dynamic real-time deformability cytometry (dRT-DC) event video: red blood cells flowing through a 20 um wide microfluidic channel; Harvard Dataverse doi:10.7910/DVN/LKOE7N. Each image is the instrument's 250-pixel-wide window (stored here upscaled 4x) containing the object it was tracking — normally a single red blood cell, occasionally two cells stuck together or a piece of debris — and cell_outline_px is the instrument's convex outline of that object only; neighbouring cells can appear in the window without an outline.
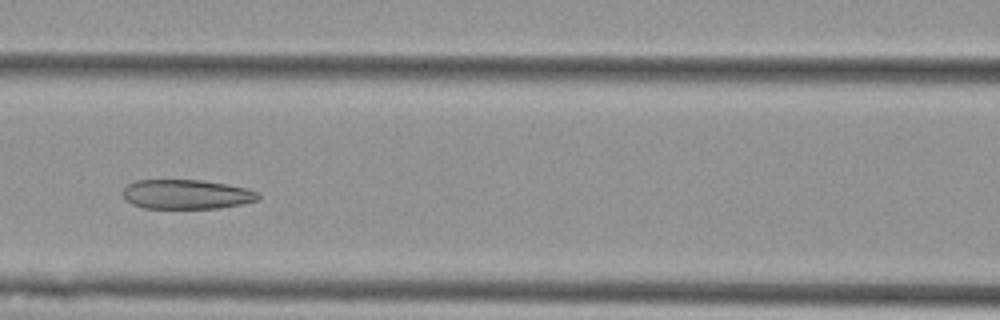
{"species": "Egyptian fruit bat (a non-hibernating species)", "species_latin": "Rousettus aegyptiacus", "temperature_condition": "cold", "stored_images_in_passage": 6, "camera_frame_rate_fps": 3000, "um_per_image_px": 0.085, "animal": {"sex": "female"}, "frame": {"image": 1, "passage_image": 5, "time_ms": 1.333, "image_size_px": [1000, 320], "cell_outline_px": [[260, 196], [256, 200], [240, 204], [220, 208], [144, 208], [132, 204], [124, 196], [124, 188], [128, 184], [136, 180], [200, 180], [224, 184], [244, 188], [260, 192]], "centroid_in_image_um": [15.85, 16.52], "position_along_channel_um": 150.8, "area_um2": 22.95}}
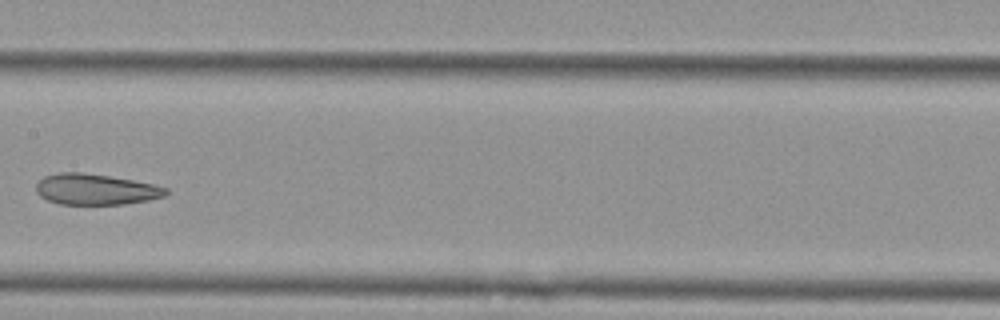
{"frame": {"image": 2, "passage_image": 6, "time_ms": 1.667, "image_size_px": [1000, 320], "cell_outline_px": [[168, 192], [164, 196], [148, 200], [124, 204], [60, 204], [48, 200], [40, 196], [36, 192], [36, 184], [44, 176], [60, 172], [80, 172], [108, 176], [132, 180], [152, 184], [168, 188]], "centroid_in_image_um": [8.11, 16.09], "position_along_channel_um": 199.3, "area_um2": 23.18}}